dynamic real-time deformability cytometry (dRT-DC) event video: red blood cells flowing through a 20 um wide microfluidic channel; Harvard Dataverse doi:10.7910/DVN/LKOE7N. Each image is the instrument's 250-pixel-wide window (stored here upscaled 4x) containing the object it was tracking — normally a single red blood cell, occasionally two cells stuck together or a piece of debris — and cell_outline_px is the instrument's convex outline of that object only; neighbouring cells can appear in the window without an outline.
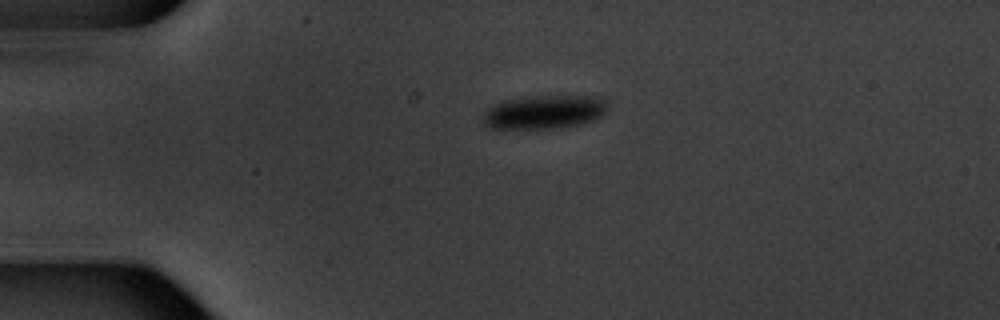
{"species": "common noctule bat (a hibernating species)", "species_latin": "Nyctalus noctula", "temperature_condition": "warm", "stored_images_in_passage": 2, "camera_frame_rate_fps": 3000, "um_per_image_px": 0.085, "animal": {"sex": "male", "body_mass_g": 20.1, "forearm_length_mm": 53.5}, "frame": {"image": 1, "passage_image": 1, "time_ms": 0.0, "image_size_px": [1000, 320], "cell_outline_px": [[608, 104], [604, 112], [600, 116], [592, 120], [580, 124], [556, 128], [488, 128], [480, 120], [480, 116], [492, 104], [504, 100], [536, 96], [604, 96]], "centroid_in_image_um": [46.22, 9.51], "position_along_channel_um": 38.8, "area_um2": 24.62}}